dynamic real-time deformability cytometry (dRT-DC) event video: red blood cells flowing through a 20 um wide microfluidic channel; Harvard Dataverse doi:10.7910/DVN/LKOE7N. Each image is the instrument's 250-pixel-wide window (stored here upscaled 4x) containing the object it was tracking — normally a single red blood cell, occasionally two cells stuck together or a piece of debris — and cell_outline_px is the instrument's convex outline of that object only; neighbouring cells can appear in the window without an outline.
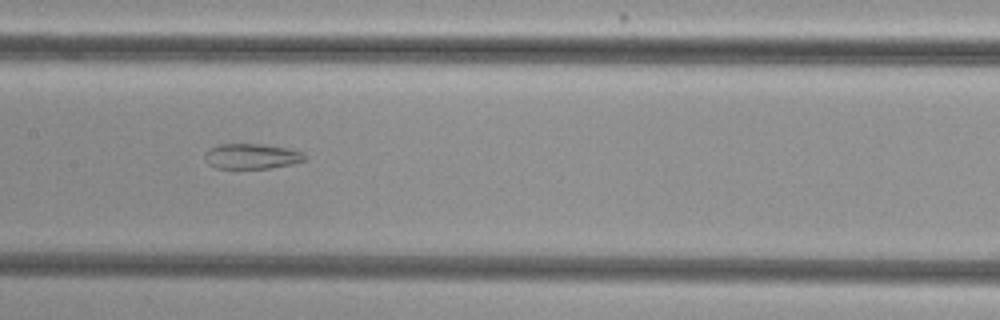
{"species": "common noctule bat (a hibernating species)", "species_latin": "Nyctalus noctula", "temperature_condition": "cold", "stored_images_in_passage": 50, "segment_of_instrument_passage": [2, 2], "camera_frame_rate_fps": 3000, "um_per_image_px": 0.085, "animal": {"sex": "female", "body_mass_g": 29.2, "forearm_length_mm": 56.3}, "frame": {"image": 1, "passage_image": 27, "time_ms": 8.667, "image_size_px": [1000, 320], "cell_outline_px": [[308, 156], [304, 160], [292, 164], [272, 168], [216, 168], [208, 164], [204, 156], [204, 152], [208, 148], [220, 144], [260, 144], [288, 148], [304, 152]], "centroid_in_image_um": [21.39, 13.28], "position_along_channel_um": 186.0, "area_um2": 14.85}}
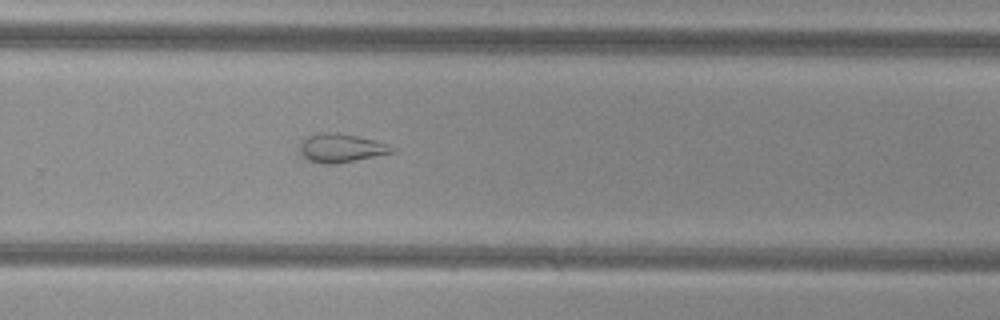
{"frame": {"image": 2, "passage_image": 36, "time_ms": 11.667, "image_size_px": [1000, 320], "cell_outline_px": [[400, 148], [392, 152], [336, 164], [324, 164], [308, 160], [300, 156], [300, 144], [308, 136], [320, 132], [336, 132], [376, 140]], "centroid_in_image_um": [28.99, 12.58], "position_along_channel_um": 300.8, "area_um2": 15.43}}
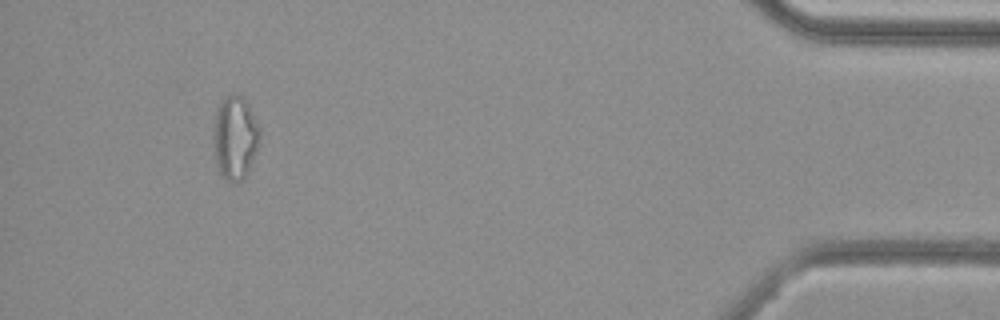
{"frame": {"image": 3, "passage_image": 50, "time_ms": 16.333, "image_size_px": [1000, 320], "cell_outline_px": [[260, 136], [248, 172], [244, 180], [228, 180], [216, 168], [216, 108], [224, 96], [244, 96], [260, 128]], "centroid_in_image_um": [20.01, 11.68], "position_along_channel_um": 415.2, "area_um2": 21.62}}